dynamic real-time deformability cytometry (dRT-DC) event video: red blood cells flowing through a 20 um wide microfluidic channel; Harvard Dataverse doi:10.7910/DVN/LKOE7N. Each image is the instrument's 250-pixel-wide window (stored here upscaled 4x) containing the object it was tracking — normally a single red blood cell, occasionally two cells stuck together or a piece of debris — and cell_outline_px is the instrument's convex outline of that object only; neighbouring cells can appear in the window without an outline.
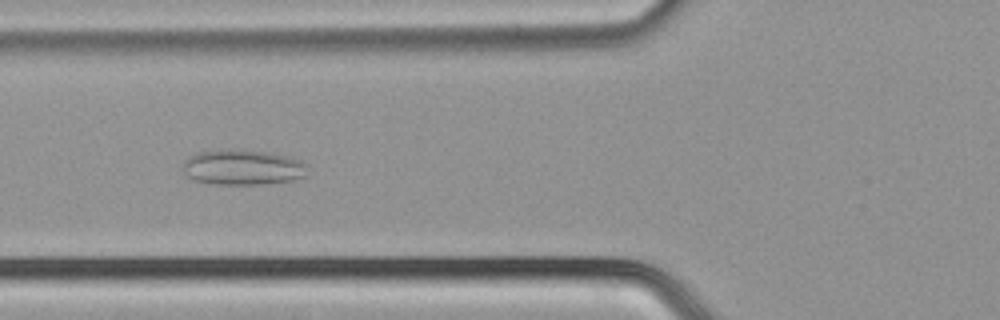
{"species": "common noctule bat (a hibernating species)", "species_latin": "Nyctalus noctula", "temperature_condition": "cold", "stored_images_in_passage": 39, "camera_frame_rate_fps": 3000, "um_per_image_px": 0.085, "animal": {"sex": "male", "body_mass_g": 21.5, "forearm_length_mm": 52.0}, "frame": {"image": 1, "passage_image": 8, "time_ms": 2.333, "image_size_px": [1000, 320], "cell_outline_px": [[308, 164], [304, 176], [296, 180], [260, 184], [212, 184], [192, 180], [184, 172], [184, 160], [188, 156], [196, 152], [228, 148], [240, 148], [268, 152], [288, 156], [300, 160]], "centroid_in_image_um": [20.62, 14.2], "position_along_channel_um": 105.2, "area_um2": 26.18}}
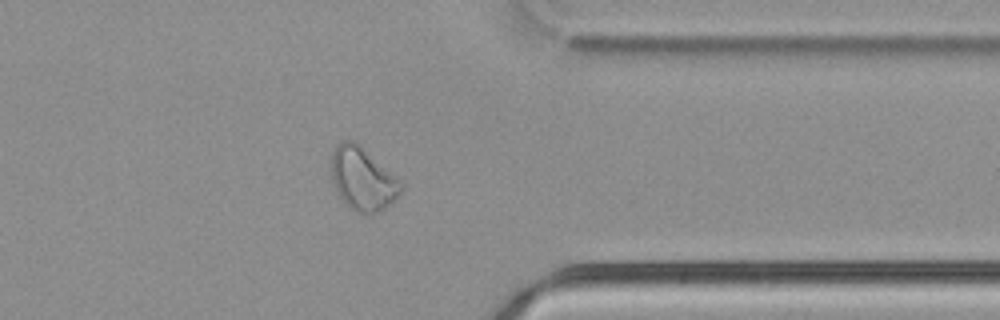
{"frame": {"image": 2, "passage_image": 29, "time_ms": 9.333, "image_size_px": [1000, 320], "cell_outline_px": [[404, 188], [384, 208], [376, 212], [356, 212], [348, 208], [336, 192], [332, 180], [328, 164], [332, 152], [336, 144], [344, 140], [356, 140], [396, 176], [404, 184]], "centroid_in_image_um": [30.77, 15.15], "position_along_channel_um": 380.6, "area_um2": 25.95}}
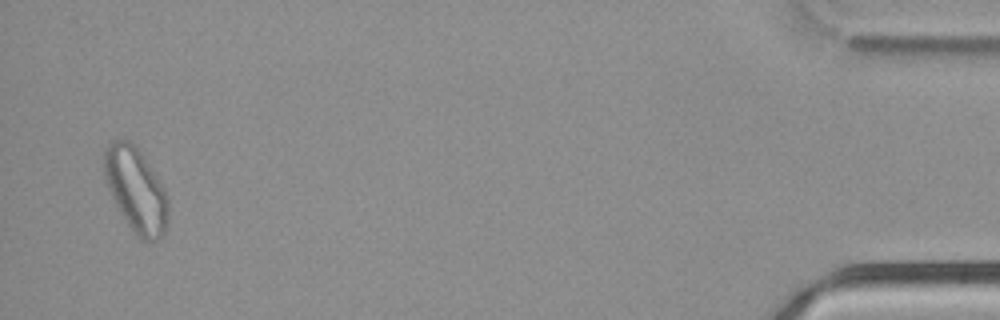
{"frame": {"image": 3, "passage_image": 38, "time_ms": 12.333, "image_size_px": [1000, 320], "cell_outline_px": [[168, 224], [164, 232], [156, 240], [140, 240], [136, 236], [120, 212], [112, 196], [104, 176], [104, 148], [112, 140], [128, 140], [144, 156], [164, 188], [168, 196]], "centroid_in_image_um": [11.56, 16.15], "position_along_channel_um": 423.6, "area_um2": 31.27}}